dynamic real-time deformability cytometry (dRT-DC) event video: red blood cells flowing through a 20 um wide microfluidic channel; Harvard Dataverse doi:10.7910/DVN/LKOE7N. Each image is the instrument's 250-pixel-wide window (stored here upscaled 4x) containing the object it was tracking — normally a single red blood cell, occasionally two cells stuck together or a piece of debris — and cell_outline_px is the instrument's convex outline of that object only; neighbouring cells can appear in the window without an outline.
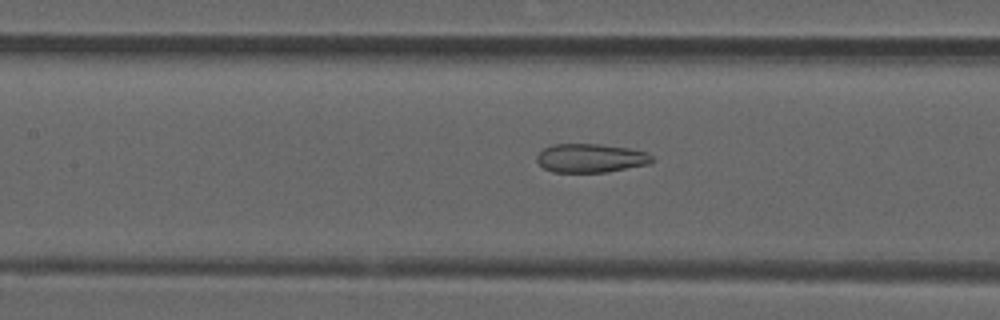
{"species": "common noctule bat (a hibernating species)", "species_latin": "Nyctalus noctula", "temperature_condition": "room temperature", "stored_images_in_passage": 37, "camera_frame_rate_fps": 3000, "um_per_image_px": 0.085, "animal": {"sex": "male", "forearm_length_mm": 52.5}, "frame": {"image": 1, "passage_image": 8, "time_ms": 2.333, "image_size_px": [1000, 320], "cell_outline_px": [[652, 160], [648, 164], [608, 172], [552, 172], [544, 168], [536, 160], [536, 156], [544, 148], [552, 144], [600, 144], [628, 148], [648, 152], [652, 156]], "centroid_in_image_um": [50.19, 13.44], "position_along_channel_um": 157.2, "area_um2": 19.31}}
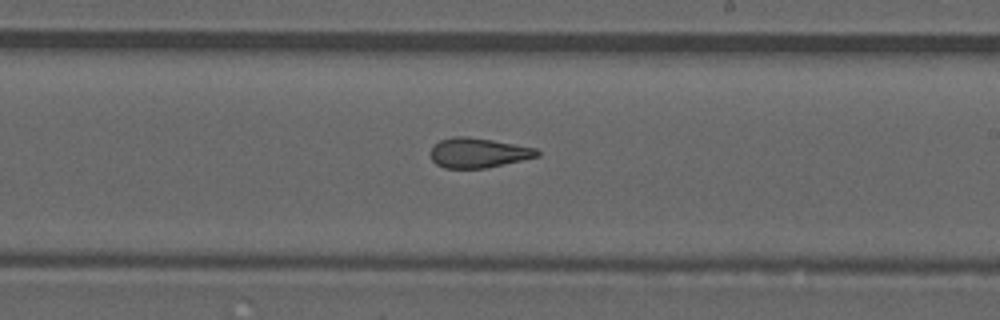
{"frame": {"image": 2, "passage_image": 15, "time_ms": 4.667, "image_size_px": [1000, 320], "cell_outline_px": [[540, 156], [488, 168], [444, 168], [436, 164], [432, 160], [432, 148], [440, 140], [452, 136], [468, 136], [492, 140], [536, 148], [540, 152]], "centroid_in_image_um": [40.67, 12.99], "position_along_channel_um": 248.3, "area_um2": 18.5}}
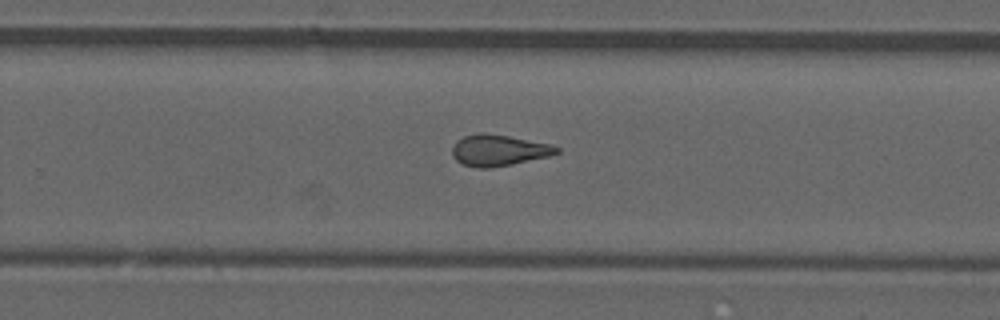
{"frame": {"image": 3, "passage_image": 18, "time_ms": 5.667, "image_size_px": [1000, 320], "cell_outline_px": [[560, 152], [548, 156], [512, 164], [488, 168], [476, 168], [464, 164], [456, 160], [452, 156], [452, 148], [456, 140], [464, 136], [480, 132], [484, 132], [508, 136], [548, 144], [560, 148]], "centroid_in_image_um": [42.34, 12.77], "position_along_channel_um": 287.5, "area_um2": 18.84}, "authors_computed_cell_mechanics": {"area_um2": 19.074, "velocity_mm_per_s": 3.9235, "shape_relaxation_time_tau1_ms": null, "shape_relaxation_time_tau2_ms": 2.3669, "deformation_change_tau1": null, "deformation_change_tau2": 0.1191}}